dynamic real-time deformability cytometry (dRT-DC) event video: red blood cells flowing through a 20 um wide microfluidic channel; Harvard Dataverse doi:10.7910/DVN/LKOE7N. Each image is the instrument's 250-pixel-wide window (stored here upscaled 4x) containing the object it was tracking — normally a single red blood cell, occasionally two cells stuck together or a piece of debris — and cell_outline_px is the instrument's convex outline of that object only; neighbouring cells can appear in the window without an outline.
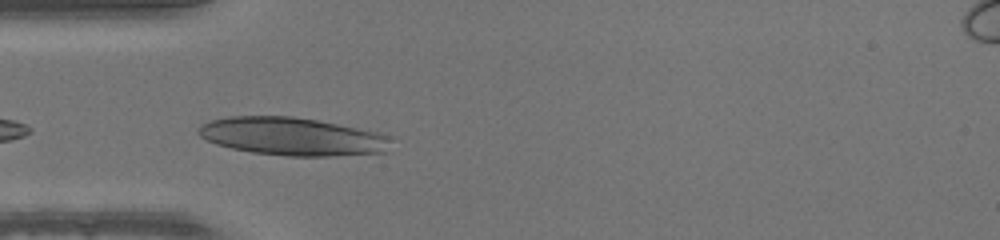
{"species": "human", "species_latin": "Homo sapiens", "temperature_condition": "warm", "stored_images_in_passage": 8, "camera_frame_rate_fps": 3000, "um_per_image_px": 0.085, "donor": {"sex": "male"}, "frame": {"image": 1, "passage_image": 2, "time_ms": 0.333, "image_size_px": [1000, 240], "cell_outline_px": [[388, 152], [328, 156], [288, 156], [252, 152], [232, 148], [216, 144], [200, 136], [196, 132], [204, 124], [212, 120], [228, 116], [292, 116], [316, 120], [376, 132], [388, 136]], "centroid_in_image_um": [24.81, 11.6], "position_along_channel_um": 60.2, "area_um2": 42.08}}
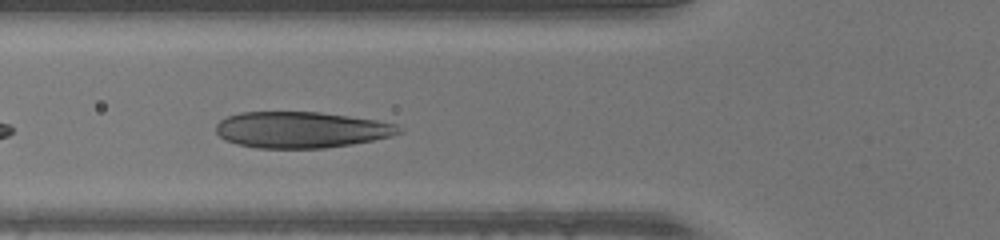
{"frame": {"image": 2, "passage_image": 5, "time_ms": 1.333, "image_size_px": [1000, 240], "cell_outline_px": [[404, 132], [392, 136], [352, 144], [324, 148], [256, 148], [236, 144], [224, 140], [216, 132], [216, 124], [220, 120], [228, 116], [240, 112], [320, 112], [376, 120], [396, 124]], "centroid_in_image_um": [25.58, 11.03], "position_along_channel_um": 100.2, "area_um2": 38.67}}